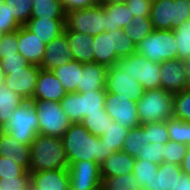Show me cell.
Here are the masks:
<instances>
[{"instance_id": "5b68a950", "label": "cell", "mask_w": 190, "mask_h": 190, "mask_svg": "<svg viewBox=\"0 0 190 190\" xmlns=\"http://www.w3.org/2000/svg\"><path fill=\"white\" fill-rule=\"evenodd\" d=\"M2 131L11 134L15 140L31 146L39 133L38 116L34 103L31 100H24L13 111L10 121Z\"/></svg>"}, {"instance_id": "db71d44e", "label": "cell", "mask_w": 190, "mask_h": 190, "mask_svg": "<svg viewBox=\"0 0 190 190\" xmlns=\"http://www.w3.org/2000/svg\"><path fill=\"white\" fill-rule=\"evenodd\" d=\"M176 190H190V176L186 173L181 174V178L178 179Z\"/></svg>"}, {"instance_id": "91938a15", "label": "cell", "mask_w": 190, "mask_h": 190, "mask_svg": "<svg viewBox=\"0 0 190 190\" xmlns=\"http://www.w3.org/2000/svg\"><path fill=\"white\" fill-rule=\"evenodd\" d=\"M27 190H40L35 184H33L32 182L29 184L28 189Z\"/></svg>"}, {"instance_id": "52a82bcc", "label": "cell", "mask_w": 190, "mask_h": 190, "mask_svg": "<svg viewBox=\"0 0 190 190\" xmlns=\"http://www.w3.org/2000/svg\"><path fill=\"white\" fill-rule=\"evenodd\" d=\"M116 66L139 82L145 90L161 88L160 63L151 62L136 52L119 59Z\"/></svg>"}, {"instance_id": "83f0119b", "label": "cell", "mask_w": 190, "mask_h": 190, "mask_svg": "<svg viewBox=\"0 0 190 190\" xmlns=\"http://www.w3.org/2000/svg\"><path fill=\"white\" fill-rule=\"evenodd\" d=\"M24 102L18 94L4 83L0 85V130L10 121L13 111Z\"/></svg>"}, {"instance_id": "c3c4849f", "label": "cell", "mask_w": 190, "mask_h": 190, "mask_svg": "<svg viewBox=\"0 0 190 190\" xmlns=\"http://www.w3.org/2000/svg\"><path fill=\"white\" fill-rule=\"evenodd\" d=\"M21 25L11 15V12L6 7L5 3L0 6V30L4 33L17 31Z\"/></svg>"}, {"instance_id": "681fc988", "label": "cell", "mask_w": 190, "mask_h": 190, "mask_svg": "<svg viewBox=\"0 0 190 190\" xmlns=\"http://www.w3.org/2000/svg\"><path fill=\"white\" fill-rule=\"evenodd\" d=\"M0 65L5 73L6 71L22 70V68H25L30 64L20 53H18V56H6L4 59L0 60Z\"/></svg>"}, {"instance_id": "4fadbf2b", "label": "cell", "mask_w": 190, "mask_h": 190, "mask_svg": "<svg viewBox=\"0 0 190 190\" xmlns=\"http://www.w3.org/2000/svg\"><path fill=\"white\" fill-rule=\"evenodd\" d=\"M40 66L32 65L17 71L5 72V84L24 100H32Z\"/></svg>"}, {"instance_id": "9f6ffc18", "label": "cell", "mask_w": 190, "mask_h": 190, "mask_svg": "<svg viewBox=\"0 0 190 190\" xmlns=\"http://www.w3.org/2000/svg\"><path fill=\"white\" fill-rule=\"evenodd\" d=\"M187 75V86L190 87V57L182 60Z\"/></svg>"}, {"instance_id": "6da1fadb", "label": "cell", "mask_w": 190, "mask_h": 190, "mask_svg": "<svg viewBox=\"0 0 190 190\" xmlns=\"http://www.w3.org/2000/svg\"><path fill=\"white\" fill-rule=\"evenodd\" d=\"M61 139L69 164L89 160L101 164L115 152L108 149L104 140L91 134L80 122L71 123Z\"/></svg>"}, {"instance_id": "9a60e30c", "label": "cell", "mask_w": 190, "mask_h": 190, "mask_svg": "<svg viewBox=\"0 0 190 190\" xmlns=\"http://www.w3.org/2000/svg\"><path fill=\"white\" fill-rule=\"evenodd\" d=\"M161 88L177 93L187 88V75L182 60L173 59L160 64Z\"/></svg>"}, {"instance_id": "94428289", "label": "cell", "mask_w": 190, "mask_h": 190, "mask_svg": "<svg viewBox=\"0 0 190 190\" xmlns=\"http://www.w3.org/2000/svg\"><path fill=\"white\" fill-rule=\"evenodd\" d=\"M6 33L2 32V30H0V41L2 40V38L4 37Z\"/></svg>"}, {"instance_id": "1f68e13d", "label": "cell", "mask_w": 190, "mask_h": 190, "mask_svg": "<svg viewBox=\"0 0 190 190\" xmlns=\"http://www.w3.org/2000/svg\"><path fill=\"white\" fill-rule=\"evenodd\" d=\"M127 134V128L121 127L116 123V121H113L111 124H108L105 133L102 134L99 138L101 140H104V144L108 149H112L117 152L123 149V143L126 139Z\"/></svg>"}, {"instance_id": "484cf974", "label": "cell", "mask_w": 190, "mask_h": 190, "mask_svg": "<svg viewBox=\"0 0 190 190\" xmlns=\"http://www.w3.org/2000/svg\"><path fill=\"white\" fill-rule=\"evenodd\" d=\"M106 11L105 32L125 29L133 20V15L125 3L102 4Z\"/></svg>"}, {"instance_id": "680465c9", "label": "cell", "mask_w": 190, "mask_h": 190, "mask_svg": "<svg viewBox=\"0 0 190 190\" xmlns=\"http://www.w3.org/2000/svg\"><path fill=\"white\" fill-rule=\"evenodd\" d=\"M4 80H5V73L3 71V69L1 68V65H0V85L2 83H4Z\"/></svg>"}, {"instance_id": "2e32d148", "label": "cell", "mask_w": 190, "mask_h": 190, "mask_svg": "<svg viewBox=\"0 0 190 190\" xmlns=\"http://www.w3.org/2000/svg\"><path fill=\"white\" fill-rule=\"evenodd\" d=\"M66 94L61 82L52 71L40 68L32 100L61 102Z\"/></svg>"}, {"instance_id": "6f0895ef", "label": "cell", "mask_w": 190, "mask_h": 190, "mask_svg": "<svg viewBox=\"0 0 190 190\" xmlns=\"http://www.w3.org/2000/svg\"><path fill=\"white\" fill-rule=\"evenodd\" d=\"M127 0H100L101 4H122Z\"/></svg>"}, {"instance_id": "b9f144b4", "label": "cell", "mask_w": 190, "mask_h": 190, "mask_svg": "<svg viewBox=\"0 0 190 190\" xmlns=\"http://www.w3.org/2000/svg\"><path fill=\"white\" fill-rule=\"evenodd\" d=\"M187 150V145L169 140L164 144V162L181 166Z\"/></svg>"}, {"instance_id": "44dd1931", "label": "cell", "mask_w": 190, "mask_h": 190, "mask_svg": "<svg viewBox=\"0 0 190 190\" xmlns=\"http://www.w3.org/2000/svg\"><path fill=\"white\" fill-rule=\"evenodd\" d=\"M136 157L126 152L117 151L109 155L101 164V178L122 176L132 173Z\"/></svg>"}, {"instance_id": "11a10c76", "label": "cell", "mask_w": 190, "mask_h": 190, "mask_svg": "<svg viewBox=\"0 0 190 190\" xmlns=\"http://www.w3.org/2000/svg\"><path fill=\"white\" fill-rule=\"evenodd\" d=\"M181 170L190 176V146H188L187 153L181 164Z\"/></svg>"}, {"instance_id": "6125c7cd", "label": "cell", "mask_w": 190, "mask_h": 190, "mask_svg": "<svg viewBox=\"0 0 190 190\" xmlns=\"http://www.w3.org/2000/svg\"><path fill=\"white\" fill-rule=\"evenodd\" d=\"M5 3V0H0V6Z\"/></svg>"}, {"instance_id": "74e56055", "label": "cell", "mask_w": 190, "mask_h": 190, "mask_svg": "<svg viewBox=\"0 0 190 190\" xmlns=\"http://www.w3.org/2000/svg\"><path fill=\"white\" fill-rule=\"evenodd\" d=\"M5 5L21 26H24L31 19L32 0H5Z\"/></svg>"}, {"instance_id": "836d02e7", "label": "cell", "mask_w": 190, "mask_h": 190, "mask_svg": "<svg viewBox=\"0 0 190 190\" xmlns=\"http://www.w3.org/2000/svg\"><path fill=\"white\" fill-rule=\"evenodd\" d=\"M112 120L106 112L86 114L80 122L91 134L100 137Z\"/></svg>"}, {"instance_id": "d590c367", "label": "cell", "mask_w": 190, "mask_h": 190, "mask_svg": "<svg viewBox=\"0 0 190 190\" xmlns=\"http://www.w3.org/2000/svg\"><path fill=\"white\" fill-rule=\"evenodd\" d=\"M166 122L170 140L190 146V122L175 117L169 118Z\"/></svg>"}, {"instance_id": "8fae6325", "label": "cell", "mask_w": 190, "mask_h": 190, "mask_svg": "<svg viewBox=\"0 0 190 190\" xmlns=\"http://www.w3.org/2000/svg\"><path fill=\"white\" fill-rule=\"evenodd\" d=\"M70 189L101 190L102 178L100 164L96 161H77L69 164Z\"/></svg>"}, {"instance_id": "7402d4cb", "label": "cell", "mask_w": 190, "mask_h": 190, "mask_svg": "<svg viewBox=\"0 0 190 190\" xmlns=\"http://www.w3.org/2000/svg\"><path fill=\"white\" fill-rule=\"evenodd\" d=\"M46 45L64 33L65 19H30L24 25Z\"/></svg>"}, {"instance_id": "ab89813d", "label": "cell", "mask_w": 190, "mask_h": 190, "mask_svg": "<svg viewBox=\"0 0 190 190\" xmlns=\"http://www.w3.org/2000/svg\"><path fill=\"white\" fill-rule=\"evenodd\" d=\"M173 117L190 122V87L173 95Z\"/></svg>"}, {"instance_id": "7c38bea8", "label": "cell", "mask_w": 190, "mask_h": 190, "mask_svg": "<svg viewBox=\"0 0 190 190\" xmlns=\"http://www.w3.org/2000/svg\"><path fill=\"white\" fill-rule=\"evenodd\" d=\"M105 89L106 92L129 96L130 100L135 101H138L146 91L139 82L116 65L108 67Z\"/></svg>"}, {"instance_id": "ee69618b", "label": "cell", "mask_w": 190, "mask_h": 190, "mask_svg": "<svg viewBox=\"0 0 190 190\" xmlns=\"http://www.w3.org/2000/svg\"><path fill=\"white\" fill-rule=\"evenodd\" d=\"M164 144L153 142L145 144L136 156L137 159L149 160L154 164H162L164 162Z\"/></svg>"}, {"instance_id": "3957f363", "label": "cell", "mask_w": 190, "mask_h": 190, "mask_svg": "<svg viewBox=\"0 0 190 190\" xmlns=\"http://www.w3.org/2000/svg\"><path fill=\"white\" fill-rule=\"evenodd\" d=\"M93 44L94 62L107 67L137 52V45L126 35L125 29L102 32L94 36Z\"/></svg>"}, {"instance_id": "d6986e66", "label": "cell", "mask_w": 190, "mask_h": 190, "mask_svg": "<svg viewBox=\"0 0 190 190\" xmlns=\"http://www.w3.org/2000/svg\"><path fill=\"white\" fill-rule=\"evenodd\" d=\"M107 71L108 67L105 65L96 62L84 63L77 92L106 90Z\"/></svg>"}, {"instance_id": "f1b7e54d", "label": "cell", "mask_w": 190, "mask_h": 190, "mask_svg": "<svg viewBox=\"0 0 190 190\" xmlns=\"http://www.w3.org/2000/svg\"><path fill=\"white\" fill-rule=\"evenodd\" d=\"M106 90L79 92L80 122L86 114L105 112Z\"/></svg>"}, {"instance_id": "d4e9b609", "label": "cell", "mask_w": 190, "mask_h": 190, "mask_svg": "<svg viewBox=\"0 0 190 190\" xmlns=\"http://www.w3.org/2000/svg\"><path fill=\"white\" fill-rule=\"evenodd\" d=\"M69 42L72 56L81 63L94 62L93 39L94 36L76 31H64Z\"/></svg>"}, {"instance_id": "d6a6232c", "label": "cell", "mask_w": 190, "mask_h": 190, "mask_svg": "<svg viewBox=\"0 0 190 190\" xmlns=\"http://www.w3.org/2000/svg\"><path fill=\"white\" fill-rule=\"evenodd\" d=\"M147 144L146 132L142 126L133 127L128 130V134L123 143V152L136 157L141 149Z\"/></svg>"}, {"instance_id": "8992f818", "label": "cell", "mask_w": 190, "mask_h": 190, "mask_svg": "<svg viewBox=\"0 0 190 190\" xmlns=\"http://www.w3.org/2000/svg\"><path fill=\"white\" fill-rule=\"evenodd\" d=\"M178 45L173 30H156L137 45V53L151 62L162 63L177 59Z\"/></svg>"}, {"instance_id": "9c48e42d", "label": "cell", "mask_w": 190, "mask_h": 190, "mask_svg": "<svg viewBox=\"0 0 190 190\" xmlns=\"http://www.w3.org/2000/svg\"><path fill=\"white\" fill-rule=\"evenodd\" d=\"M105 19L106 11L101 3L85 9L72 10L66 13L64 31L96 36L105 32Z\"/></svg>"}, {"instance_id": "4dcf8cb0", "label": "cell", "mask_w": 190, "mask_h": 190, "mask_svg": "<svg viewBox=\"0 0 190 190\" xmlns=\"http://www.w3.org/2000/svg\"><path fill=\"white\" fill-rule=\"evenodd\" d=\"M153 31L151 20L148 16H134L131 23L125 28L126 35L138 45Z\"/></svg>"}, {"instance_id": "f907efd6", "label": "cell", "mask_w": 190, "mask_h": 190, "mask_svg": "<svg viewBox=\"0 0 190 190\" xmlns=\"http://www.w3.org/2000/svg\"><path fill=\"white\" fill-rule=\"evenodd\" d=\"M125 4L129 7L133 16H150L152 2L146 0H127Z\"/></svg>"}, {"instance_id": "30bf717a", "label": "cell", "mask_w": 190, "mask_h": 190, "mask_svg": "<svg viewBox=\"0 0 190 190\" xmlns=\"http://www.w3.org/2000/svg\"><path fill=\"white\" fill-rule=\"evenodd\" d=\"M104 107L109 117L121 127L129 130L141 125L137 113V101L130 100L129 96L106 92Z\"/></svg>"}, {"instance_id": "816d5d0a", "label": "cell", "mask_w": 190, "mask_h": 190, "mask_svg": "<svg viewBox=\"0 0 190 190\" xmlns=\"http://www.w3.org/2000/svg\"><path fill=\"white\" fill-rule=\"evenodd\" d=\"M190 19V2L188 0H175V27Z\"/></svg>"}, {"instance_id": "f6af8a7d", "label": "cell", "mask_w": 190, "mask_h": 190, "mask_svg": "<svg viewBox=\"0 0 190 190\" xmlns=\"http://www.w3.org/2000/svg\"><path fill=\"white\" fill-rule=\"evenodd\" d=\"M29 173L23 166L13 162L10 158L0 156V179L26 176Z\"/></svg>"}, {"instance_id": "8d00e7d4", "label": "cell", "mask_w": 190, "mask_h": 190, "mask_svg": "<svg viewBox=\"0 0 190 190\" xmlns=\"http://www.w3.org/2000/svg\"><path fill=\"white\" fill-rule=\"evenodd\" d=\"M158 167L159 164H154L149 160L136 158L132 173L141 189H143L146 184H150L154 176L157 175Z\"/></svg>"}, {"instance_id": "277c9868", "label": "cell", "mask_w": 190, "mask_h": 190, "mask_svg": "<svg viewBox=\"0 0 190 190\" xmlns=\"http://www.w3.org/2000/svg\"><path fill=\"white\" fill-rule=\"evenodd\" d=\"M173 95L162 88L146 90L137 101L140 123L167 121L173 117Z\"/></svg>"}, {"instance_id": "ffe728a7", "label": "cell", "mask_w": 190, "mask_h": 190, "mask_svg": "<svg viewBox=\"0 0 190 190\" xmlns=\"http://www.w3.org/2000/svg\"><path fill=\"white\" fill-rule=\"evenodd\" d=\"M31 182L40 190H69L68 169L31 172Z\"/></svg>"}, {"instance_id": "f546056e", "label": "cell", "mask_w": 190, "mask_h": 190, "mask_svg": "<svg viewBox=\"0 0 190 190\" xmlns=\"http://www.w3.org/2000/svg\"><path fill=\"white\" fill-rule=\"evenodd\" d=\"M31 19H65L61 0H32Z\"/></svg>"}, {"instance_id": "ba28073f", "label": "cell", "mask_w": 190, "mask_h": 190, "mask_svg": "<svg viewBox=\"0 0 190 190\" xmlns=\"http://www.w3.org/2000/svg\"><path fill=\"white\" fill-rule=\"evenodd\" d=\"M38 116L39 133L62 138L71 121L61 108L60 102L31 100Z\"/></svg>"}, {"instance_id": "603a6c76", "label": "cell", "mask_w": 190, "mask_h": 190, "mask_svg": "<svg viewBox=\"0 0 190 190\" xmlns=\"http://www.w3.org/2000/svg\"><path fill=\"white\" fill-rule=\"evenodd\" d=\"M153 29L173 30L175 28V0H155L149 16Z\"/></svg>"}, {"instance_id": "f35d334b", "label": "cell", "mask_w": 190, "mask_h": 190, "mask_svg": "<svg viewBox=\"0 0 190 190\" xmlns=\"http://www.w3.org/2000/svg\"><path fill=\"white\" fill-rule=\"evenodd\" d=\"M178 45L177 58L184 60L190 57V19L173 29Z\"/></svg>"}, {"instance_id": "cb8c5ba5", "label": "cell", "mask_w": 190, "mask_h": 190, "mask_svg": "<svg viewBox=\"0 0 190 190\" xmlns=\"http://www.w3.org/2000/svg\"><path fill=\"white\" fill-rule=\"evenodd\" d=\"M182 172L181 166L163 162L158 167L157 175L142 190H176Z\"/></svg>"}, {"instance_id": "7dc6e473", "label": "cell", "mask_w": 190, "mask_h": 190, "mask_svg": "<svg viewBox=\"0 0 190 190\" xmlns=\"http://www.w3.org/2000/svg\"><path fill=\"white\" fill-rule=\"evenodd\" d=\"M31 183V173L26 176L0 179V190H27Z\"/></svg>"}, {"instance_id": "bcb514c9", "label": "cell", "mask_w": 190, "mask_h": 190, "mask_svg": "<svg viewBox=\"0 0 190 190\" xmlns=\"http://www.w3.org/2000/svg\"><path fill=\"white\" fill-rule=\"evenodd\" d=\"M18 30L6 33L0 41V60L6 56H18Z\"/></svg>"}, {"instance_id": "7bdbcfd3", "label": "cell", "mask_w": 190, "mask_h": 190, "mask_svg": "<svg viewBox=\"0 0 190 190\" xmlns=\"http://www.w3.org/2000/svg\"><path fill=\"white\" fill-rule=\"evenodd\" d=\"M60 105L72 123L80 122L79 92L67 93Z\"/></svg>"}, {"instance_id": "4316f807", "label": "cell", "mask_w": 190, "mask_h": 190, "mask_svg": "<svg viewBox=\"0 0 190 190\" xmlns=\"http://www.w3.org/2000/svg\"><path fill=\"white\" fill-rule=\"evenodd\" d=\"M83 65L84 63L73 60L51 71L59 79L65 91L73 93L77 92V85H80Z\"/></svg>"}, {"instance_id": "e0dca14e", "label": "cell", "mask_w": 190, "mask_h": 190, "mask_svg": "<svg viewBox=\"0 0 190 190\" xmlns=\"http://www.w3.org/2000/svg\"><path fill=\"white\" fill-rule=\"evenodd\" d=\"M46 44L25 26L18 29V50L24 59L32 65H41Z\"/></svg>"}, {"instance_id": "f5cc1de1", "label": "cell", "mask_w": 190, "mask_h": 190, "mask_svg": "<svg viewBox=\"0 0 190 190\" xmlns=\"http://www.w3.org/2000/svg\"><path fill=\"white\" fill-rule=\"evenodd\" d=\"M65 14L72 10L85 9L100 4V0H61Z\"/></svg>"}, {"instance_id": "5bb4252c", "label": "cell", "mask_w": 190, "mask_h": 190, "mask_svg": "<svg viewBox=\"0 0 190 190\" xmlns=\"http://www.w3.org/2000/svg\"><path fill=\"white\" fill-rule=\"evenodd\" d=\"M73 60L66 34L62 33L46 45L40 68L51 71Z\"/></svg>"}, {"instance_id": "7a4b0ae2", "label": "cell", "mask_w": 190, "mask_h": 190, "mask_svg": "<svg viewBox=\"0 0 190 190\" xmlns=\"http://www.w3.org/2000/svg\"><path fill=\"white\" fill-rule=\"evenodd\" d=\"M68 167L69 162L62 139L38 133L31 145L29 172Z\"/></svg>"}, {"instance_id": "60d3db41", "label": "cell", "mask_w": 190, "mask_h": 190, "mask_svg": "<svg viewBox=\"0 0 190 190\" xmlns=\"http://www.w3.org/2000/svg\"><path fill=\"white\" fill-rule=\"evenodd\" d=\"M141 126L146 132L147 144L153 142L165 144L170 140L166 121L146 123Z\"/></svg>"}, {"instance_id": "ac0fdd59", "label": "cell", "mask_w": 190, "mask_h": 190, "mask_svg": "<svg viewBox=\"0 0 190 190\" xmlns=\"http://www.w3.org/2000/svg\"><path fill=\"white\" fill-rule=\"evenodd\" d=\"M30 152L31 146L15 140L11 134L0 130V156L10 158L29 171Z\"/></svg>"}, {"instance_id": "e575fe53", "label": "cell", "mask_w": 190, "mask_h": 190, "mask_svg": "<svg viewBox=\"0 0 190 190\" xmlns=\"http://www.w3.org/2000/svg\"><path fill=\"white\" fill-rule=\"evenodd\" d=\"M101 190H142L133 173L122 176L105 177Z\"/></svg>"}]
</instances>
